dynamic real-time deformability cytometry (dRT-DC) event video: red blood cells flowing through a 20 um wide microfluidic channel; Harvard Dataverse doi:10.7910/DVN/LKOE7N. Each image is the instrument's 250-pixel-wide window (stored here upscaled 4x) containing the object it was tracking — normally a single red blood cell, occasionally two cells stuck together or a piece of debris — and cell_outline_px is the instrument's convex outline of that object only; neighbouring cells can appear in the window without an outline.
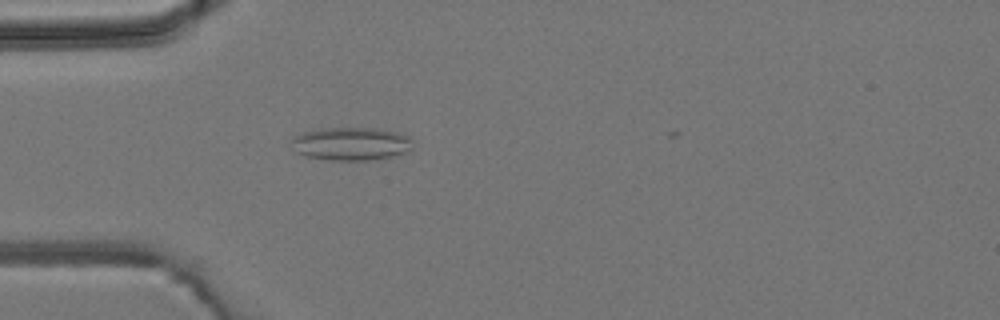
{"species": "common noctule bat (a hibernating species)", "species_latin": "Nyctalus noctula", "temperature_condition": "room temperature", "stored_images_in_passage": 3, "camera_frame_rate_fps": 3000, "um_per_image_px": 0.085, "animal": {"sex": "male", "body_mass_g": 19.2, "forearm_length_mm": 51.8}, "frame": {"image": 1, "passage_image": 3, "time_ms": 3.333, "image_size_px": [1000, 320], "cell_outline_px": [[412, 148], [404, 152], [392, 156], [368, 160], [332, 160], [308, 156], [296, 152], [292, 140], [292, 136], [304, 132], [328, 128], [372, 128], [392, 132], [408, 136], [412, 140]], "centroid_in_image_um": [29.83, 12.22], "position_along_channel_um": 55.2, "area_um2": 22.89}}